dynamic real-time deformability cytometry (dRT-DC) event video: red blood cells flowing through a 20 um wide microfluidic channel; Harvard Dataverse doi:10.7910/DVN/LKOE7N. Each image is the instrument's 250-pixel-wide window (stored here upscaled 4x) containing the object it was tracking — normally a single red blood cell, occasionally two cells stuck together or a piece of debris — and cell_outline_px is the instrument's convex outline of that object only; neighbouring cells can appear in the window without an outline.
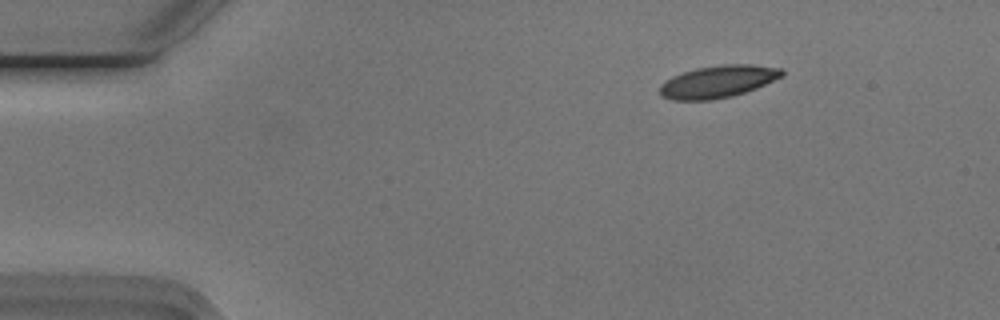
{"species": "Egyptian fruit bat (a non-hibernating species)", "species_latin": "Rousettus aegyptiacus", "temperature_condition": "cold", "stored_images_in_passage": 48, "camera_frame_rate_fps": 3000, "um_per_image_px": 0.085, "animal": {"sex": "male"}, "frame": {"image": 1, "passage_image": 1, "time_ms": 0.0, "image_size_px": [1000, 320], "cell_outline_px": [[784, 76], [756, 88], [732, 96], [712, 100], [672, 100], [660, 96], [660, 84], [672, 76], [696, 68], [724, 64], [752, 64], [780, 68], [784, 72]], "centroid_in_image_um": [61.02, 6.93], "position_along_channel_um": 24.0, "area_um2": 23.0}}
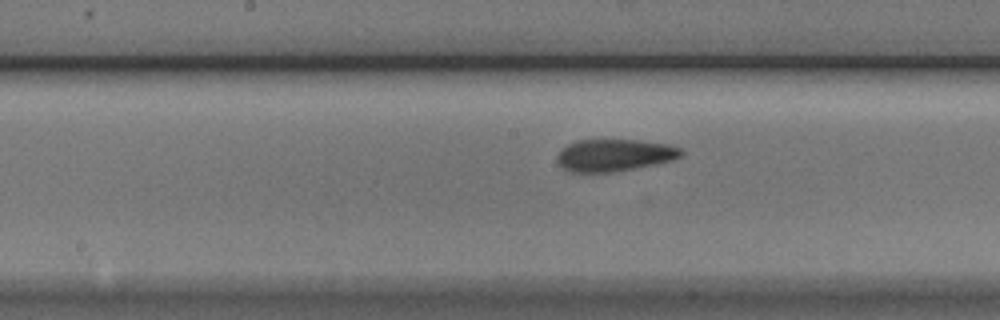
{"frame": {"image": 2, "passage_image": 21, "time_ms": 6.667, "image_size_px": [1000, 320], "cell_outline_px": [[684, 152], [680, 156], [672, 160], [656, 164], [612, 172], [568, 172], [556, 160], [556, 156], [560, 148], [576, 140], [640, 140], [672, 144], [680, 148]], "centroid_in_image_um": [52.21, 13.18], "position_along_channel_um": 196.0, "area_um2": 23.41}}
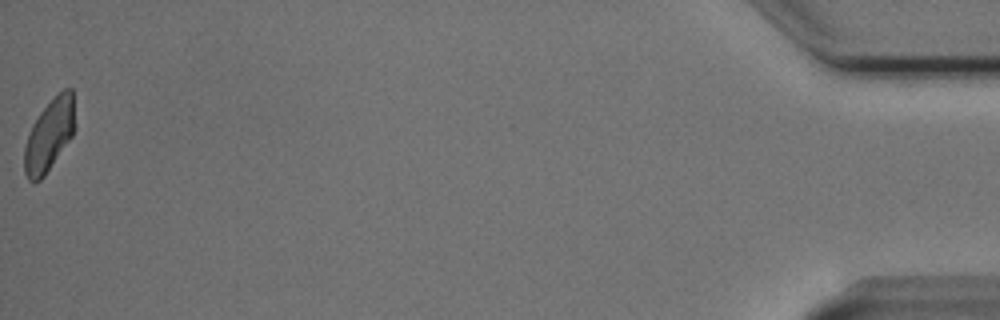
{"frame": {"image": 3, "passage_image": 48, "time_ms": 15.667, "image_size_px": [1000, 320], "cell_outline_px": [[76, 124], [72, 136], [44, 176], [40, 180], [28, 180], [24, 172], [24, 148], [28, 132], [32, 124], [40, 112], [64, 88], [72, 88]], "centroid_in_image_um": [4.19, 11.47], "position_along_channel_um": 431.0, "area_um2": 21.1}, "authors_computed_cell_mechanics": {"area_um2": 22.9177, "velocity_mm_per_s": 3.7221, "shape_relaxation_time_tau1_ms": 5.0617, "shape_relaxation_time_tau2_ms": 1.9706, "deformation_change_tau1": 0.1369, "deformation_change_tau2": 0.0762}}